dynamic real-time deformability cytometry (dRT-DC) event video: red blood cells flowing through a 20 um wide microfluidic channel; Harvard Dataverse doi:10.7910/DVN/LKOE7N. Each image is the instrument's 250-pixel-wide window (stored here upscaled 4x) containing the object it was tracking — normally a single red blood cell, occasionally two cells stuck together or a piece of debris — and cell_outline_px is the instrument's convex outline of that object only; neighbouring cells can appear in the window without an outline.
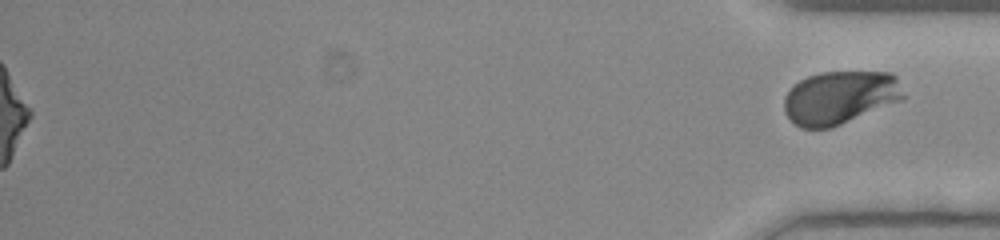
{"species": "human", "species_latin": "Homo sapiens", "temperature_condition": "room temperature", "stored_images_in_passage": 55, "segment_of_instrument_passage": [2, 2], "camera_frame_rate_fps": 3000, "um_per_image_px": 0.085, "donor": {"sex": "female"}, "frame": {"image": 1, "passage_image": 55, "time_ms": 18.0, "image_size_px": [1000, 240], "cell_outline_px": [[904, 100], [840, 124], [828, 128], [800, 128], [784, 112], [784, 96], [800, 80], [808, 76], [820, 72], [892, 72], [896, 76], [904, 96]], "centroid_in_image_um": [71.4, 8.28], "position_along_channel_um": 363.8, "area_um2": 36.82}}